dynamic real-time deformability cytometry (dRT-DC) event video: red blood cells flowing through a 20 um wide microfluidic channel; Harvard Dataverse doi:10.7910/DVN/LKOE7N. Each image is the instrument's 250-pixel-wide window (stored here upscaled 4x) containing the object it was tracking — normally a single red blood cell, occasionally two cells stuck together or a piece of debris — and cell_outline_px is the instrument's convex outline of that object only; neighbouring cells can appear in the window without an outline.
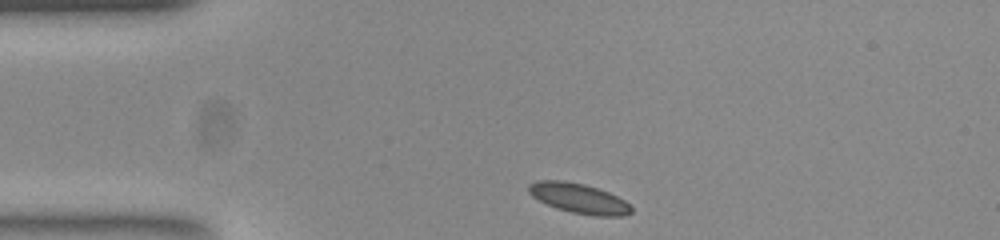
{"species": "common noctule bat (a hibernating species)", "species_latin": "Nyctalus noctula", "temperature_condition": "room temperature", "stored_images_in_passage": 34, "camera_frame_rate_fps": 3000, "um_per_image_px": 0.085, "animal": {"sex": "female", "body_mass_g": 23.0, "forearm_length_mm": 53.4}, "frame": {"image": 1, "passage_image": 1, "time_ms": 0.0, "image_size_px": [1000, 240], "cell_outline_px": [[632, 212], [624, 216], [596, 216], [572, 212], [556, 208], [532, 196], [528, 192], [528, 184], [536, 180], [564, 180], [584, 184], [608, 192], [624, 200], [632, 208]], "centroid_in_image_um": [49.19, 16.85], "position_along_channel_um": 35.8, "area_um2": 17.8}}
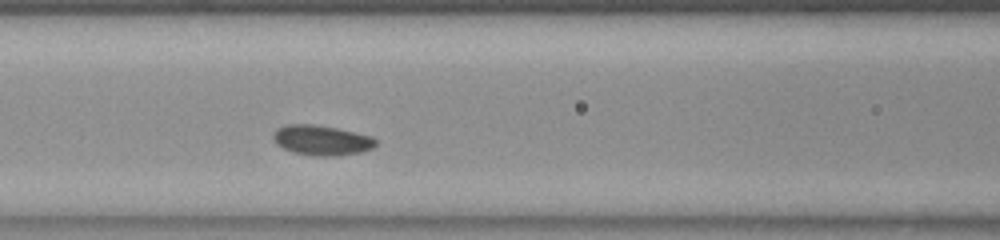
{"frame": {"image": 2, "passage_image": 12, "time_ms": 3.667, "image_size_px": [1000, 240], "cell_outline_px": [[376, 144], [372, 148], [360, 152], [336, 156], [316, 156], [292, 152], [276, 144], [272, 136], [276, 128], [284, 124], [312, 124], [336, 128], [372, 136], [376, 140]], "centroid_in_image_um": [27.3, 11.91], "position_along_channel_um": 139.3, "area_um2": 17.98}}
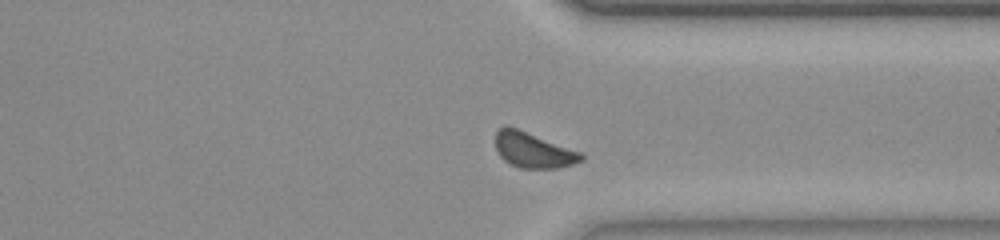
{"frame": {"image": 3, "passage_image": 30, "time_ms": 9.667, "image_size_px": [1000, 240], "cell_outline_px": [[584, 160], [572, 164], [556, 168], [520, 168], [504, 160], [500, 156], [496, 148], [496, 132], [504, 124], [508, 124], [580, 152], [584, 156]], "centroid_in_image_um": [45.3, 12.74], "position_along_channel_um": 366.1, "area_um2": 17.63}}